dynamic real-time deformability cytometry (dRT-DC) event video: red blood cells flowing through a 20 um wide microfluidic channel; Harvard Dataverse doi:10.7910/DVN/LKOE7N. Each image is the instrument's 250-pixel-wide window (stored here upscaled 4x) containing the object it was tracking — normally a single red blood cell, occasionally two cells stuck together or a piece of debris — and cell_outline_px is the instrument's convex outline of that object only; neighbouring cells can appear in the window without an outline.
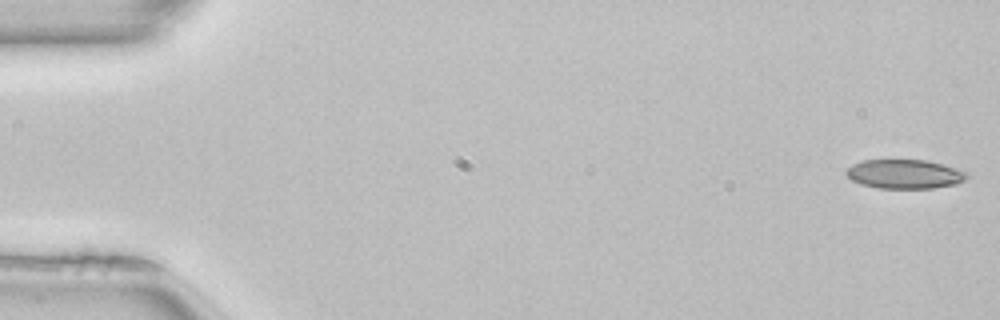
{"species": "common noctule bat (a hibernating species)", "species_latin": "Nyctalus noctula", "temperature_condition": "room temperature", "stored_images_in_passage": 50, "camera_frame_rate_fps": 3000, "um_per_image_px": 0.085, "animal": {"sex": "female", "body_mass_g": 22.7, "forearm_length_mm": 54.2}, "frame": {"image": 1, "passage_image": 1, "time_ms": 0.0, "image_size_px": [1000, 320], "cell_outline_px": [[968, 176], [964, 180], [956, 184], [932, 188], [880, 188], [864, 184], [852, 180], [844, 172], [852, 164], [864, 160], [928, 160], [968, 172]], "centroid_in_image_um": [76.9, 14.79], "position_along_channel_um": 8.1, "area_um2": 20.29}}
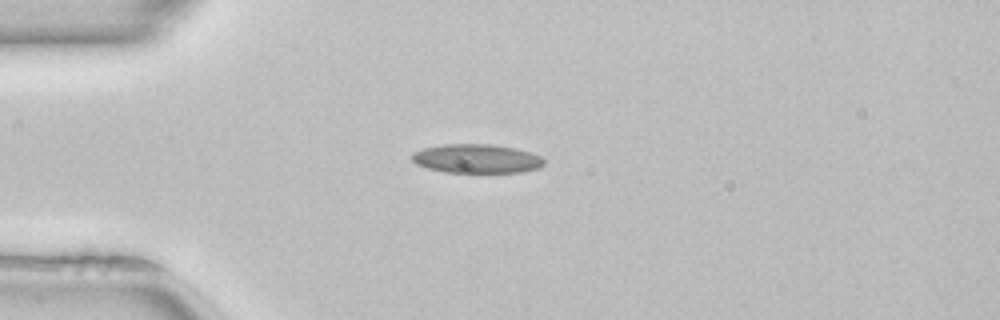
{"frame": {"image": 2, "passage_image": 13, "time_ms": 4.0, "image_size_px": [1000, 320], "cell_outline_px": [[544, 164], [540, 168], [520, 172], [444, 172], [428, 168], [416, 164], [412, 160], [412, 152], [424, 148], [444, 144], [492, 144], [532, 152], [540, 156], [544, 160]], "centroid_in_image_um": [40.51, 13.48], "position_along_channel_um": 44.5, "area_um2": 22.25}}
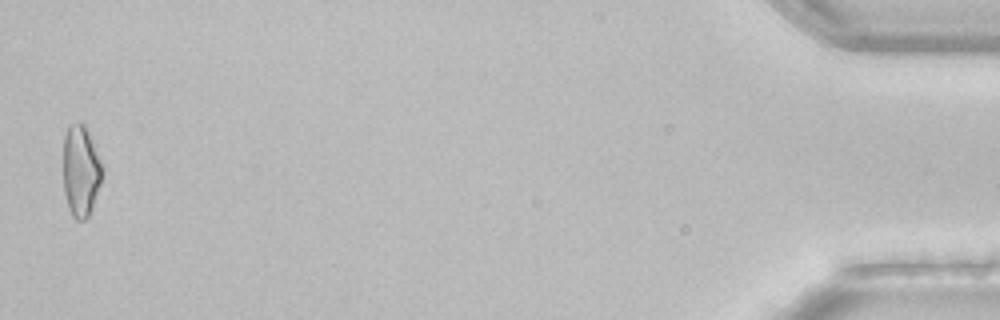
{"frame": {"image": 3, "passage_image": 50, "time_ms": 16.333, "image_size_px": [1000, 320], "cell_outline_px": [[104, 172], [92, 208], [88, 216], [84, 220], [76, 220], [72, 216], [68, 208], [64, 192], [64, 136], [68, 124], [80, 120], [84, 124], [88, 132], [104, 168]], "centroid_in_image_um": [6.87, 14.51], "position_along_channel_um": 428.3, "area_um2": 20.92}, "authors_computed_cell_mechanics": {"area_um2": 20.808, "velocity_mm_per_s": 4.059, "shape_relaxation_time_tau1_ms": null, "shape_relaxation_time_tau2_ms": 4.8494, "deformation_change_tau1": null, "deformation_change_tau2": 0.126}}